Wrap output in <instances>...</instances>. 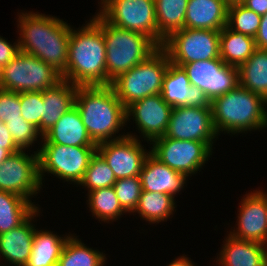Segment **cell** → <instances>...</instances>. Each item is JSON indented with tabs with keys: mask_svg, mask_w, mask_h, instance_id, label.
Here are the masks:
<instances>
[{
	"mask_svg": "<svg viewBox=\"0 0 267 266\" xmlns=\"http://www.w3.org/2000/svg\"><path fill=\"white\" fill-rule=\"evenodd\" d=\"M62 79L77 86H108L102 16L97 13L81 29L71 28Z\"/></svg>",
	"mask_w": 267,
	"mask_h": 266,
	"instance_id": "cell-1",
	"label": "cell"
},
{
	"mask_svg": "<svg viewBox=\"0 0 267 266\" xmlns=\"http://www.w3.org/2000/svg\"><path fill=\"white\" fill-rule=\"evenodd\" d=\"M19 50L32 54L61 74L66 70L71 26L45 14L26 12L18 16Z\"/></svg>",
	"mask_w": 267,
	"mask_h": 266,
	"instance_id": "cell-2",
	"label": "cell"
},
{
	"mask_svg": "<svg viewBox=\"0 0 267 266\" xmlns=\"http://www.w3.org/2000/svg\"><path fill=\"white\" fill-rule=\"evenodd\" d=\"M74 105L89 136L96 144L127 136L119 134L114 137L127 121L126 108L110 85L78 86Z\"/></svg>",
	"mask_w": 267,
	"mask_h": 266,
	"instance_id": "cell-3",
	"label": "cell"
},
{
	"mask_svg": "<svg viewBox=\"0 0 267 266\" xmlns=\"http://www.w3.org/2000/svg\"><path fill=\"white\" fill-rule=\"evenodd\" d=\"M210 104L218 135L223 131L237 134L267 128V100L240 85L215 97Z\"/></svg>",
	"mask_w": 267,
	"mask_h": 266,
	"instance_id": "cell-4",
	"label": "cell"
},
{
	"mask_svg": "<svg viewBox=\"0 0 267 266\" xmlns=\"http://www.w3.org/2000/svg\"><path fill=\"white\" fill-rule=\"evenodd\" d=\"M102 31L106 45V75L110 82L159 48L150 37L111 25L103 17Z\"/></svg>",
	"mask_w": 267,
	"mask_h": 266,
	"instance_id": "cell-5",
	"label": "cell"
},
{
	"mask_svg": "<svg viewBox=\"0 0 267 266\" xmlns=\"http://www.w3.org/2000/svg\"><path fill=\"white\" fill-rule=\"evenodd\" d=\"M169 63L167 52L159 47L147 59L118 76L110 86L124 107L127 108L145 97L161 94Z\"/></svg>",
	"mask_w": 267,
	"mask_h": 266,
	"instance_id": "cell-6",
	"label": "cell"
},
{
	"mask_svg": "<svg viewBox=\"0 0 267 266\" xmlns=\"http://www.w3.org/2000/svg\"><path fill=\"white\" fill-rule=\"evenodd\" d=\"M61 80V73L53 66L19 50L16 56L2 67L0 88L16 93L37 92L52 88Z\"/></svg>",
	"mask_w": 267,
	"mask_h": 266,
	"instance_id": "cell-7",
	"label": "cell"
},
{
	"mask_svg": "<svg viewBox=\"0 0 267 266\" xmlns=\"http://www.w3.org/2000/svg\"><path fill=\"white\" fill-rule=\"evenodd\" d=\"M97 146H66L42 144L38 150L39 179L42 185L44 173H51L62 180L79 185L83 180Z\"/></svg>",
	"mask_w": 267,
	"mask_h": 266,
	"instance_id": "cell-8",
	"label": "cell"
},
{
	"mask_svg": "<svg viewBox=\"0 0 267 266\" xmlns=\"http://www.w3.org/2000/svg\"><path fill=\"white\" fill-rule=\"evenodd\" d=\"M170 62L186 63L220 58V31L183 28L172 33L161 46Z\"/></svg>",
	"mask_w": 267,
	"mask_h": 266,
	"instance_id": "cell-9",
	"label": "cell"
},
{
	"mask_svg": "<svg viewBox=\"0 0 267 266\" xmlns=\"http://www.w3.org/2000/svg\"><path fill=\"white\" fill-rule=\"evenodd\" d=\"M99 14L111 25L150 37L157 44L154 0H101Z\"/></svg>",
	"mask_w": 267,
	"mask_h": 266,
	"instance_id": "cell-10",
	"label": "cell"
},
{
	"mask_svg": "<svg viewBox=\"0 0 267 266\" xmlns=\"http://www.w3.org/2000/svg\"><path fill=\"white\" fill-rule=\"evenodd\" d=\"M182 67L191 86L205 102H211L239 85L238 67L225 64L221 58L186 63Z\"/></svg>",
	"mask_w": 267,
	"mask_h": 266,
	"instance_id": "cell-11",
	"label": "cell"
},
{
	"mask_svg": "<svg viewBox=\"0 0 267 266\" xmlns=\"http://www.w3.org/2000/svg\"><path fill=\"white\" fill-rule=\"evenodd\" d=\"M164 136L203 142L213 150V139L218 138V133L214 128L210 102L173 108Z\"/></svg>",
	"mask_w": 267,
	"mask_h": 266,
	"instance_id": "cell-12",
	"label": "cell"
},
{
	"mask_svg": "<svg viewBox=\"0 0 267 266\" xmlns=\"http://www.w3.org/2000/svg\"><path fill=\"white\" fill-rule=\"evenodd\" d=\"M151 144L153 147L150 153L155 158L187 177L196 174L212 155V150L205 143L195 140L163 136L153 140Z\"/></svg>",
	"mask_w": 267,
	"mask_h": 266,
	"instance_id": "cell-13",
	"label": "cell"
},
{
	"mask_svg": "<svg viewBox=\"0 0 267 266\" xmlns=\"http://www.w3.org/2000/svg\"><path fill=\"white\" fill-rule=\"evenodd\" d=\"M42 185L39 179L38 151L30 156L25 150L11 154L0 164V190L31 201Z\"/></svg>",
	"mask_w": 267,
	"mask_h": 266,
	"instance_id": "cell-14",
	"label": "cell"
},
{
	"mask_svg": "<svg viewBox=\"0 0 267 266\" xmlns=\"http://www.w3.org/2000/svg\"><path fill=\"white\" fill-rule=\"evenodd\" d=\"M136 135L127 136L97 144V153L114 172L116 180L139 177L146 157L150 154L144 150Z\"/></svg>",
	"mask_w": 267,
	"mask_h": 266,
	"instance_id": "cell-15",
	"label": "cell"
},
{
	"mask_svg": "<svg viewBox=\"0 0 267 266\" xmlns=\"http://www.w3.org/2000/svg\"><path fill=\"white\" fill-rule=\"evenodd\" d=\"M173 107L167 104L161 94L150 95L126 108V121L133 116L138 130L147 142L163 137Z\"/></svg>",
	"mask_w": 267,
	"mask_h": 266,
	"instance_id": "cell-16",
	"label": "cell"
},
{
	"mask_svg": "<svg viewBox=\"0 0 267 266\" xmlns=\"http://www.w3.org/2000/svg\"><path fill=\"white\" fill-rule=\"evenodd\" d=\"M245 196L242 197L237 216L238 228L229 234L238 239L267 245V207L264 197L257 190Z\"/></svg>",
	"mask_w": 267,
	"mask_h": 266,
	"instance_id": "cell-17",
	"label": "cell"
},
{
	"mask_svg": "<svg viewBox=\"0 0 267 266\" xmlns=\"http://www.w3.org/2000/svg\"><path fill=\"white\" fill-rule=\"evenodd\" d=\"M139 177L142 190L169 194L173 198L186 185L187 178L160 162L151 153L146 157Z\"/></svg>",
	"mask_w": 267,
	"mask_h": 266,
	"instance_id": "cell-18",
	"label": "cell"
},
{
	"mask_svg": "<svg viewBox=\"0 0 267 266\" xmlns=\"http://www.w3.org/2000/svg\"><path fill=\"white\" fill-rule=\"evenodd\" d=\"M39 211L37 208L22 224L0 234V256L12 266H25L29 260L36 230L31 222Z\"/></svg>",
	"mask_w": 267,
	"mask_h": 266,
	"instance_id": "cell-19",
	"label": "cell"
},
{
	"mask_svg": "<svg viewBox=\"0 0 267 266\" xmlns=\"http://www.w3.org/2000/svg\"><path fill=\"white\" fill-rule=\"evenodd\" d=\"M226 0H188L184 28L221 31L227 26Z\"/></svg>",
	"mask_w": 267,
	"mask_h": 266,
	"instance_id": "cell-20",
	"label": "cell"
},
{
	"mask_svg": "<svg viewBox=\"0 0 267 266\" xmlns=\"http://www.w3.org/2000/svg\"><path fill=\"white\" fill-rule=\"evenodd\" d=\"M40 139L44 141L43 144L97 146L89 136L75 105L65 112L55 125Z\"/></svg>",
	"mask_w": 267,
	"mask_h": 266,
	"instance_id": "cell-21",
	"label": "cell"
},
{
	"mask_svg": "<svg viewBox=\"0 0 267 266\" xmlns=\"http://www.w3.org/2000/svg\"><path fill=\"white\" fill-rule=\"evenodd\" d=\"M77 89V85L61 80L54 87L42 91L44 103L40 124L42 136L55 125L65 112L74 106Z\"/></svg>",
	"mask_w": 267,
	"mask_h": 266,
	"instance_id": "cell-22",
	"label": "cell"
},
{
	"mask_svg": "<svg viewBox=\"0 0 267 266\" xmlns=\"http://www.w3.org/2000/svg\"><path fill=\"white\" fill-rule=\"evenodd\" d=\"M217 261L221 266H266L267 245L243 240L231 234L225 239Z\"/></svg>",
	"mask_w": 267,
	"mask_h": 266,
	"instance_id": "cell-23",
	"label": "cell"
},
{
	"mask_svg": "<svg viewBox=\"0 0 267 266\" xmlns=\"http://www.w3.org/2000/svg\"><path fill=\"white\" fill-rule=\"evenodd\" d=\"M161 96L173 108L199 105L204 102L198 90L191 86L183 67L169 63L164 76Z\"/></svg>",
	"mask_w": 267,
	"mask_h": 266,
	"instance_id": "cell-24",
	"label": "cell"
},
{
	"mask_svg": "<svg viewBox=\"0 0 267 266\" xmlns=\"http://www.w3.org/2000/svg\"><path fill=\"white\" fill-rule=\"evenodd\" d=\"M157 21V45L172 33L184 28L188 0H154Z\"/></svg>",
	"mask_w": 267,
	"mask_h": 266,
	"instance_id": "cell-25",
	"label": "cell"
},
{
	"mask_svg": "<svg viewBox=\"0 0 267 266\" xmlns=\"http://www.w3.org/2000/svg\"><path fill=\"white\" fill-rule=\"evenodd\" d=\"M68 236L59 237L51 231L35 230L31 255L25 266H57Z\"/></svg>",
	"mask_w": 267,
	"mask_h": 266,
	"instance_id": "cell-26",
	"label": "cell"
},
{
	"mask_svg": "<svg viewBox=\"0 0 267 266\" xmlns=\"http://www.w3.org/2000/svg\"><path fill=\"white\" fill-rule=\"evenodd\" d=\"M257 49L255 39L225 26L220 31V58L225 64L239 67Z\"/></svg>",
	"mask_w": 267,
	"mask_h": 266,
	"instance_id": "cell-27",
	"label": "cell"
},
{
	"mask_svg": "<svg viewBox=\"0 0 267 266\" xmlns=\"http://www.w3.org/2000/svg\"><path fill=\"white\" fill-rule=\"evenodd\" d=\"M238 71L239 85L267 100V50L257 48Z\"/></svg>",
	"mask_w": 267,
	"mask_h": 266,
	"instance_id": "cell-28",
	"label": "cell"
},
{
	"mask_svg": "<svg viewBox=\"0 0 267 266\" xmlns=\"http://www.w3.org/2000/svg\"><path fill=\"white\" fill-rule=\"evenodd\" d=\"M37 208L20 195L0 190V234L22 224Z\"/></svg>",
	"mask_w": 267,
	"mask_h": 266,
	"instance_id": "cell-29",
	"label": "cell"
},
{
	"mask_svg": "<svg viewBox=\"0 0 267 266\" xmlns=\"http://www.w3.org/2000/svg\"><path fill=\"white\" fill-rule=\"evenodd\" d=\"M175 204L174 198L169 194L142 190L134 212H137L143 220L159 223L170 218Z\"/></svg>",
	"mask_w": 267,
	"mask_h": 266,
	"instance_id": "cell-30",
	"label": "cell"
},
{
	"mask_svg": "<svg viewBox=\"0 0 267 266\" xmlns=\"http://www.w3.org/2000/svg\"><path fill=\"white\" fill-rule=\"evenodd\" d=\"M106 259L103 252L85 246L71 235L64 244L57 266H104Z\"/></svg>",
	"mask_w": 267,
	"mask_h": 266,
	"instance_id": "cell-31",
	"label": "cell"
},
{
	"mask_svg": "<svg viewBox=\"0 0 267 266\" xmlns=\"http://www.w3.org/2000/svg\"><path fill=\"white\" fill-rule=\"evenodd\" d=\"M87 198L93 216H96L99 221L109 223V221L118 220L123 213H126L121 207L113 186L90 191Z\"/></svg>",
	"mask_w": 267,
	"mask_h": 266,
	"instance_id": "cell-32",
	"label": "cell"
},
{
	"mask_svg": "<svg viewBox=\"0 0 267 266\" xmlns=\"http://www.w3.org/2000/svg\"><path fill=\"white\" fill-rule=\"evenodd\" d=\"M261 17L242 3L230 4L228 6L227 27L237 33L255 38Z\"/></svg>",
	"mask_w": 267,
	"mask_h": 266,
	"instance_id": "cell-33",
	"label": "cell"
},
{
	"mask_svg": "<svg viewBox=\"0 0 267 266\" xmlns=\"http://www.w3.org/2000/svg\"><path fill=\"white\" fill-rule=\"evenodd\" d=\"M116 181L117 180L112 169L96 152L91 158L84 178L79 185H82L85 188L87 187L89 193L90 191L96 189L111 187Z\"/></svg>",
	"mask_w": 267,
	"mask_h": 266,
	"instance_id": "cell-34",
	"label": "cell"
},
{
	"mask_svg": "<svg viewBox=\"0 0 267 266\" xmlns=\"http://www.w3.org/2000/svg\"><path fill=\"white\" fill-rule=\"evenodd\" d=\"M113 188L121 207L126 212L134 213L140 198V194L142 193L140 177L118 179L114 183Z\"/></svg>",
	"mask_w": 267,
	"mask_h": 266,
	"instance_id": "cell-35",
	"label": "cell"
},
{
	"mask_svg": "<svg viewBox=\"0 0 267 266\" xmlns=\"http://www.w3.org/2000/svg\"><path fill=\"white\" fill-rule=\"evenodd\" d=\"M21 116L40 133V124L43 110L42 91L20 93Z\"/></svg>",
	"mask_w": 267,
	"mask_h": 266,
	"instance_id": "cell-36",
	"label": "cell"
},
{
	"mask_svg": "<svg viewBox=\"0 0 267 266\" xmlns=\"http://www.w3.org/2000/svg\"><path fill=\"white\" fill-rule=\"evenodd\" d=\"M6 125L13 141L21 150H26L30 145L35 144L34 142L37 141L38 136L42 137L37 128L24 118L10 120Z\"/></svg>",
	"mask_w": 267,
	"mask_h": 266,
	"instance_id": "cell-37",
	"label": "cell"
},
{
	"mask_svg": "<svg viewBox=\"0 0 267 266\" xmlns=\"http://www.w3.org/2000/svg\"><path fill=\"white\" fill-rule=\"evenodd\" d=\"M21 113L20 93L0 88V120L6 124L10 120L23 119Z\"/></svg>",
	"mask_w": 267,
	"mask_h": 266,
	"instance_id": "cell-38",
	"label": "cell"
},
{
	"mask_svg": "<svg viewBox=\"0 0 267 266\" xmlns=\"http://www.w3.org/2000/svg\"><path fill=\"white\" fill-rule=\"evenodd\" d=\"M19 51L18 40L17 43L10 44L3 37L0 36V66H5L11 61Z\"/></svg>",
	"mask_w": 267,
	"mask_h": 266,
	"instance_id": "cell-39",
	"label": "cell"
},
{
	"mask_svg": "<svg viewBox=\"0 0 267 266\" xmlns=\"http://www.w3.org/2000/svg\"><path fill=\"white\" fill-rule=\"evenodd\" d=\"M0 147L7 149L11 154H14L21 149L15 144L13 138L7 128V125L0 120Z\"/></svg>",
	"mask_w": 267,
	"mask_h": 266,
	"instance_id": "cell-40",
	"label": "cell"
},
{
	"mask_svg": "<svg viewBox=\"0 0 267 266\" xmlns=\"http://www.w3.org/2000/svg\"><path fill=\"white\" fill-rule=\"evenodd\" d=\"M254 39L258 49L267 50V13L261 17L259 30Z\"/></svg>",
	"mask_w": 267,
	"mask_h": 266,
	"instance_id": "cell-41",
	"label": "cell"
},
{
	"mask_svg": "<svg viewBox=\"0 0 267 266\" xmlns=\"http://www.w3.org/2000/svg\"><path fill=\"white\" fill-rule=\"evenodd\" d=\"M241 3L260 16L267 13V0H243Z\"/></svg>",
	"mask_w": 267,
	"mask_h": 266,
	"instance_id": "cell-42",
	"label": "cell"
},
{
	"mask_svg": "<svg viewBox=\"0 0 267 266\" xmlns=\"http://www.w3.org/2000/svg\"><path fill=\"white\" fill-rule=\"evenodd\" d=\"M167 266H195V264L189 260L186 255L178 257Z\"/></svg>",
	"mask_w": 267,
	"mask_h": 266,
	"instance_id": "cell-43",
	"label": "cell"
},
{
	"mask_svg": "<svg viewBox=\"0 0 267 266\" xmlns=\"http://www.w3.org/2000/svg\"><path fill=\"white\" fill-rule=\"evenodd\" d=\"M10 155L11 153L7 149L0 147V164H2Z\"/></svg>",
	"mask_w": 267,
	"mask_h": 266,
	"instance_id": "cell-44",
	"label": "cell"
},
{
	"mask_svg": "<svg viewBox=\"0 0 267 266\" xmlns=\"http://www.w3.org/2000/svg\"><path fill=\"white\" fill-rule=\"evenodd\" d=\"M258 192L264 197L265 204H266V207H267V193H265V192H263L261 190H259Z\"/></svg>",
	"mask_w": 267,
	"mask_h": 266,
	"instance_id": "cell-45",
	"label": "cell"
},
{
	"mask_svg": "<svg viewBox=\"0 0 267 266\" xmlns=\"http://www.w3.org/2000/svg\"><path fill=\"white\" fill-rule=\"evenodd\" d=\"M243 0H226V2L230 5V4H234V3H241Z\"/></svg>",
	"mask_w": 267,
	"mask_h": 266,
	"instance_id": "cell-46",
	"label": "cell"
},
{
	"mask_svg": "<svg viewBox=\"0 0 267 266\" xmlns=\"http://www.w3.org/2000/svg\"><path fill=\"white\" fill-rule=\"evenodd\" d=\"M1 80H2V67L0 66V83H1Z\"/></svg>",
	"mask_w": 267,
	"mask_h": 266,
	"instance_id": "cell-47",
	"label": "cell"
}]
</instances>
